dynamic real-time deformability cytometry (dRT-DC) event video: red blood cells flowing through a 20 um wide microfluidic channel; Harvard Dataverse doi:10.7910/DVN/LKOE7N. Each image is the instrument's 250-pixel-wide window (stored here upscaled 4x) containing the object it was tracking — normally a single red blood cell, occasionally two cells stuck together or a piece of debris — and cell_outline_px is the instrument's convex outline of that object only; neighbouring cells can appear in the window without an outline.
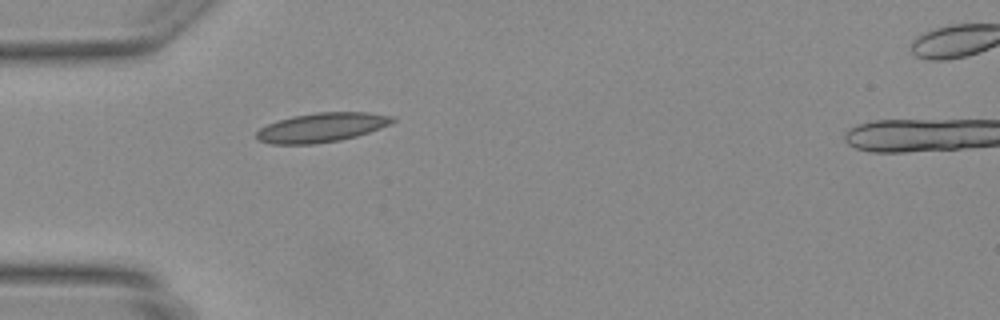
{"species": "Egyptian fruit bat (a non-hibernating species)", "species_latin": "Rousettus aegyptiacus", "temperature_condition": "warm", "stored_images_in_passage": 2, "camera_frame_rate_fps": 3000, "um_per_image_px": 0.085, "animal": {"sex": "female"}, "frame": {"image": 1, "passage_image": 1, "time_ms": 0.0, "image_size_px": [1000, 320], "cell_outline_px": [[964, 124], [936, 144], [924, 148], [868, 148], [872, 124]], "centroid_in_image_um": [77.27, 11.49], "position_along_channel_um": 7.7, "area_um2": 13.29}}